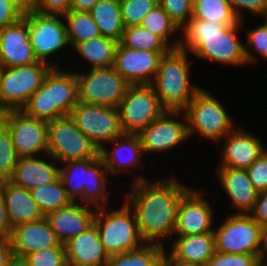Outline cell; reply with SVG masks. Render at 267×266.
<instances>
[{"mask_svg": "<svg viewBox=\"0 0 267 266\" xmlns=\"http://www.w3.org/2000/svg\"><path fill=\"white\" fill-rule=\"evenodd\" d=\"M53 120L70 115L78 103L76 72L52 68Z\"/></svg>", "mask_w": 267, "mask_h": 266, "instance_id": "obj_28", "label": "cell"}, {"mask_svg": "<svg viewBox=\"0 0 267 266\" xmlns=\"http://www.w3.org/2000/svg\"><path fill=\"white\" fill-rule=\"evenodd\" d=\"M231 4V7L240 21L241 19V10L246 9L252 13V16L257 14L264 15L267 12V0H228Z\"/></svg>", "mask_w": 267, "mask_h": 266, "instance_id": "obj_47", "label": "cell"}, {"mask_svg": "<svg viewBox=\"0 0 267 266\" xmlns=\"http://www.w3.org/2000/svg\"><path fill=\"white\" fill-rule=\"evenodd\" d=\"M213 232L217 252L252 254L264 262L266 229L249 214L233 213Z\"/></svg>", "mask_w": 267, "mask_h": 266, "instance_id": "obj_6", "label": "cell"}, {"mask_svg": "<svg viewBox=\"0 0 267 266\" xmlns=\"http://www.w3.org/2000/svg\"><path fill=\"white\" fill-rule=\"evenodd\" d=\"M29 6V0H0V30L19 21Z\"/></svg>", "mask_w": 267, "mask_h": 266, "instance_id": "obj_44", "label": "cell"}, {"mask_svg": "<svg viewBox=\"0 0 267 266\" xmlns=\"http://www.w3.org/2000/svg\"><path fill=\"white\" fill-rule=\"evenodd\" d=\"M110 143L113 147L111 151L107 149V146L99 151L110 174L115 176L123 172V169L134 170L136 169L134 167L142 163L144 151L138 134H123Z\"/></svg>", "mask_w": 267, "mask_h": 266, "instance_id": "obj_23", "label": "cell"}, {"mask_svg": "<svg viewBox=\"0 0 267 266\" xmlns=\"http://www.w3.org/2000/svg\"><path fill=\"white\" fill-rule=\"evenodd\" d=\"M264 17H265L264 22H265V24L267 25V12L262 16V18H264Z\"/></svg>", "mask_w": 267, "mask_h": 266, "instance_id": "obj_56", "label": "cell"}, {"mask_svg": "<svg viewBox=\"0 0 267 266\" xmlns=\"http://www.w3.org/2000/svg\"><path fill=\"white\" fill-rule=\"evenodd\" d=\"M0 121L9 130L19 158L34 157L48 150V122L26 114L23 110L0 113Z\"/></svg>", "mask_w": 267, "mask_h": 266, "instance_id": "obj_14", "label": "cell"}, {"mask_svg": "<svg viewBox=\"0 0 267 266\" xmlns=\"http://www.w3.org/2000/svg\"><path fill=\"white\" fill-rule=\"evenodd\" d=\"M264 264L267 265V228H266V238H265V255H264Z\"/></svg>", "mask_w": 267, "mask_h": 266, "instance_id": "obj_53", "label": "cell"}, {"mask_svg": "<svg viewBox=\"0 0 267 266\" xmlns=\"http://www.w3.org/2000/svg\"><path fill=\"white\" fill-rule=\"evenodd\" d=\"M62 17L66 19L67 37L72 48L77 43L101 36L97 24L89 12L70 10Z\"/></svg>", "mask_w": 267, "mask_h": 266, "instance_id": "obj_34", "label": "cell"}, {"mask_svg": "<svg viewBox=\"0 0 267 266\" xmlns=\"http://www.w3.org/2000/svg\"><path fill=\"white\" fill-rule=\"evenodd\" d=\"M167 53L131 49L118 43L113 67L130 85H152L161 57Z\"/></svg>", "mask_w": 267, "mask_h": 266, "instance_id": "obj_16", "label": "cell"}, {"mask_svg": "<svg viewBox=\"0 0 267 266\" xmlns=\"http://www.w3.org/2000/svg\"><path fill=\"white\" fill-rule=\"evenodd\" d=\"M120 43L127 48L138 50L169 52L172 49L160 36L141 25L125 27Z\"/></svg>", "mask_w": 267, "mask_h": 266, "instance_id": "obj_35", "label": "cell"}, {"mask_svg": "<svg viewBox=\"0 0 267 266\" xmlns=\"http://www.w3.org/2000/svg\"><path fill=\"white\" fill-rule=\"evenodd\" d=\"M3 69H4V68L0 65V87H1V81H2Z\"/></svg>", "mask_w": 267, "mask_h": 266, "instance_id": "obj_54", "label": "cell"}, {"mask_svg": "<svg viewBox=\"0 0 267 266\" xmlns=\"http://www.w3.org/2000/svg\"><path fill=\"white\" fill-rule=\"evenodd\" d=\"M2 192L12 228L28 222H36L45 217L29 190L9 180L2 181Z\"/></svg>", "mask_w": 267, "mask_h": 266, "instance_id": "obj_25", "label": "cell"}, {"mask_svg": "<svg viewBox=\"0 0 267 266\" xmlns=\"http://www.w3.org/2000/svg\"><path fill=\"white\" fill-rule=\"evenodd\" d=\"M140 25L160 36L172 49L179 48L181 38H177L176 41L173 40V43H169V39H171L170 35L172 36L175 33L177 35L181 30L171 20L168 13L160 6V4L143 18Z\"/></svg>", "mask_w": 267, "mask_h": 266, "instance_id": "obj_37", "label": "cell"}, {"mask_svg": "<svg viewBox=\"0 0 267 266\" xmlns=\"http://www.w3.org/2000/svg\"><path fill=\"white\" fill-rule=\"evenodd\" d=\"M117 44L115 40L99 36L77 43L73 50L91 64V69L108 68L114 65Z\"/></svg>", "mask_w": 267, "mask_h": 266, "instance_id": "obj_30", "label": "cell"}, {"mask_svg": "<svg viewBox=\"0 0 267 266\" xmlns=\"http://www.w3.org/2000/svg\"><path fill=\"white\" fill-rule=\"evenodd\" d=\"M249 179L258 193L267 191V149L247 169Z\"/></svg>", "mask_w": 267, "mask_h": 266, "instance_id": "obj_45", "label": "cell"}, {"mask_svg": "<svg viewBox=\"0 0 267 266\" xmlns=\"http://www.w3.org/2000/svg\"><path fill=\"white\" fill-rule=\"evenodd\" d=\"M18 160L11 134L0 121V182L12 179Z\"/></svg>", "mask_w": 267, "mask_h": 266, "instance_id": "obj_38", "label": "cell"}, {"mask_svg": "<svg viewBox=\"0 0 267 266\" xmlns=\"http://www.w3.org/2000/svg\"><path fill=\"white\" fill-rule=\"evenodd\" d=\"M191 19L216 21L223 25H233L240 22L228 0H193Z\"/></svg>", "mask_w": 267, "mask_h": 266, "instance_id": "obj_33", "label": "cell"}, {"mask_svg": "<svg viewBox=\"0 0 267 266\" xmlns=\"http://www.w3.org/2000/svg\"><path fill=\"white\" fill-rule=\"evenodd\" d=\"M78 128L100 151L106 143L122 136L118 107L77 103L70 113Z\"/></svg>", "mask_w": 267, "mask_h": 266, "instance_id": "obj_13", "label": "cell"}, {"mask_svg": "<svg viewBox=\"0 0 267 266\" xmlns=\"http://www.w3.org/2000/svg\"><path fill=\"white\" fill-rule=\"evenodd\" d=\"M46 161L37 156L19 158L10 181L27 190L52 183L59 178L60 167Z\"/></svg>", "mask_w": 267, "mask_h": 266, "instance_id": "obj_27", "label": "cell"}, {"mask_svg": "<svg viewBox=\"0 0 267 266\" xmlns=\"http://www.w3.org/2000/svg\"><path fill=\"white\" fill-rule=\"evenodd\" d=\"M60 167L59 178L73 202L80 201L100 208L108 206L107 174L100 155L96 158L69 161Z\"/></svg>", "mask_w": 267, "mask_h": 266, "instance_id": "obj_4", "label": "cell"}, {"mask_svg": "<svg viewBox=\"0 0 267 266\" xmlns=\"http://www.w3.org/2000/svg\"><path fill=\"white\" fill-rule=\"evenodd\" d=\"M189 189L173 176L156 182L147 181L143 176L134 179L124 200L134 211L145 243L163 246L162 241L171 238L177 224L178 205Z\"/></svg>", "mask_w": 267, "mask_h": 266, "instance_id": "obj_1", "label": "cell"}, {"mask_svg": "<svg viewBox=\"0 0 267 266\" xmlns=\"http://www.w3.org/2000/svg\"><path fill=\"white\" fill-rule=\"evenodd\" d=\"M159 4L181 30L192 18L193 0H159Z\"/></svg>", "mask_w": 267, "mask_h": 266, "instance_id": "obj_41", "label": "cell"}, {"mask_svg": "<svg viewBox=\"0 0 267 266\" xmlns=\"http://www.w3.org/2000/svg\"><path fill=\"white\" fill-rule=\"evenodd\" d=\"M183 115H182V114ZM182 115L186 123L174 120ZM144 154L164 152L188 140L187 117L182 110H165L139 134Z\"/></svg>", "mask_w": 267, "mask_h": 266, "instance_id": "obj_15", "label": "cell"}, {"mask_svg": "<svg viewBox=\"0 0 267 266\" xmlns=\"http://www.w3.org/2000/svg\"><path fill=\"white\" fill-rule=\"evenodd\" d=\"M61 17L62 15L38 13L29 6L23 15L28 24L31 44L36 58L38 61L50 64L53 68H57L58 65L52 62L47 63V59L62 48L70 46L67 27L61 21Z\"/></svg>", "mask_w": 267, "mask_h": 266, "instance_id": "obj_12", "label": "cell"}, {"mask_svg": "<svg viewBox=\"0 0 267 266\" xmlns=\"http://www.w3.org/2000/svg\"><path fill=\"white\" fill-rule=\"evenodd\" d=\"M242 25H223L214 21L190 19L182 29L179 48L185 52H192L197 58L226 65H247L245 46L237 37ZM190 50V51H189Z\"/></svg>", "mask_w": 267, "mask_h": 266, "instance_id": "obj_2", "label": "cell"}, {"mask_svg": "<svg viewBox=\"0 0 267 266\" xmlns=\"http://www.w3.org/2000/svg\"><path fill=\"white\" fill-rule=\"evenodd\" d=\"M64 247L68 266H106L110 259L95 224L68 240Z\"/></svg>", "mask_w": 267, "mask_h": 266, "instance_id": "obj_22", "label": "cell"}, {"mask_svg": "<svg viewBox=\"0 0 267 266\" xmlns=\"http://www.w3.org/2000/svg\"><path fill=\"white\" fill-rule=\"evenodd\" d=\"M21 262L25 266H68L65 247H52L31 252Z\"/></svg>", "mask_w": 267, "mask_h": 266, "instance_id": "obj_40", "label": "cell"}, {"mask_svg": "<svg viewBox=\"0 0 267 266\" xmlns=\"http://www.w3.org/2000/svg\"><path fill=\"white\" fill-rule=\"evenodd\" d=\"M101 36L120 43L124 33L121 5L118 0H99L89 11Z\"/></svg>", "mask_w": 267, "mask_h": 266, "instance_id": "obj_29", "label": "cell"}, {"mask_svg": "<svg viewBox=\"0 0 267 266\" xmlns=\"http://www.w3.org/2000/svg\"><path fill=\"white\" fill-rule=\"evenodd\" d=\"M188 52L171 49L161 57L152 83L161 105L166 110H184L201 89L190 81Z\"/></svg>", "mask_w": 267, "mask_h": 266, "instance_id": "obj_3", "label": "cell"}, {"mask_svg": "<svg viewBox=\"0 0 267 266\" xmlns=\"http://www.w3.org/2000/svg\"><path fill=\"white\" fill-rule=\"evenodd\" d=\"M52 68L50 64L41 61L4 68L0 87V113L22 110Z\"/></svg>", "mask_w": 267, "mask_h": 266, "instance_id": "obj_9", "label": "cell"}, {"mask_svg": "<svg viewBox=\"0 0 267 266\" xmlns=\"http://www.w3.org/2000/svg\"><path fill=\"white\" fill-rule=\"evenodd\" d=\"M264 262L252 254H226L215 252L206 266H264Z\"/></svg>", "mask_w": 267, "mask_h": 266, "instance_id": "obj_43", "label": "cell"}, {"mask_svg": "<svg viewBox=\"0 0 267 266\" xmlns=\"http://www.w3.org/2000/svg\"><path fill=\"white\" fill-rule=\"evenodd\" d=\"M71 4L72 0H29V7L41 14L64 15Z\"/></svg>", "mask_w": 267, "mask_h": 266, "instance_id": "obj_46", "label": "cell"}, {"mask_svg": "<svg viewBox=\"0 0 267 266\" xmlns=\"http://www.w3.org/2000/svg\"><path fill=\"white\" fill-rule=\"evenodd\" d=\"M13 231L0 182V238H10Z\"/></svg>", "mask_w": 267, "mask_h": 266, "instance_id": "obj_49", "label": "cell"}, {"mask_svg": "<svg viewBox=\"0 0 267 266\" xmlns=\"http://www.w3.org/2000/svg\"><path fill=\"white\" fill-rule=\"evenodd\" d=\"M99 0H72L71 9L78 12H89Z\"/></svg>", "mask_w": 267, "mask_h": 266, "instance_id": "obj_51", "label": "cell"}, {"mask_svg": "<svg viewBox=\"0 0 267 266\" xmlns=\"http://www.w3.org/2000/svg\"><path fill=\"white\" fill-rule=\"evenodd\" d=\"M223 190L234 204L237 214H248L257 200L258 192L252 185L246 169L217 167Z\"/></svg>", "mask_w": 267, "mask_h": 266, "instance_id": "obj_24", "label": "cell"}, {"mask_svg": "<svg viewBox=\"0 0 267 266\" xmlns=\"http://www.w3.org/2000/svg\"><path fill=\"white\" fill-rule=\"evenodd\" d=\"M225 108L210 92L201 88L183 110L187 117L188 135L195 132L204 139L218 142L232 132L234 124Z\"/></svg>", "mask_w": 267, "mask_h": 266, "instance_id": "obj_7", "label": "cell"}, {"mask_svg": "<svg viewBox=\"0 0 267 266\" xmlns=\"http://www.w3.org/2000/svg\"><path fill=\"white\" fill-rule=\"evenodd\" d=\"M47 155L54 161L66 163L98 157L99 150L78 128L70 115L48 122Z\"/></svg>", "mask_w": 267, "mask_h": 266, "instance_id": "obj_8", "label": "cell"}, {"mask_svg": "<svg viewBox=\"0 0 267 266\" xmlns=\"http://www.w3.org/2000/svg\"><path fill=\"white\" fill-rule=\"evenodd\" d=\"M96 210L94 224L109 256L134 251L145 244L139 234L134 211L126 201L117 210L108 212L105 206Z\"/></svg>", "mask_w": 267, "mask_h": 266, "instance_id": "obj_5", "label": "cell"}, {"mask_svg": "<svg viewBox=\"0 0 267 266\" xmlns=\"http://www.w3.org/2000/svg\"><path fill=\"white\" fill-rule=\"evenodd\" d=\"M78 101L91 104L118 107L130 84L115 68H96L76 73Z\"/></svg>", "mask_w": 267, "mask_h": 266, "instance_id": "obj_10", "label": "cell"}, {"mask_svg": "<svg viewBox=\"0 0 267 266\" xmlns=\"http://www.w3.org/2000/svg\"><path fill=\"white\" fill-rule=\"evenodd\" d=\"M10 239L16 261H21L29 253L41 249L64 247L45 217L14 227Z\"/></svg>", "mask_w": 267, "mask_h": 266, "instance_id": "obj_19", "label": "cell"}, {"mask_svg": "<svg viewBox=\"0 0 267 266\" xmlns=\"http://www.w3.org/2000/svg\"><path fill=\"white\" fill-rule=\"evenodd\" d=\"M22 110L37 119L53 120L52 69L46 75L41 87L33 93Z\"/></svg>", "mask_w": 267, "mask_h": 266, "instance_id": "obj_36", "label": "cell"}, {"mask_svg": "<svg viewBox=\"0 0 267 266\" xmlns=\"http://www.w3.org/2000/svg\"><path fill=\"white\" fill-rule=\"evenodd\" d=\"M169 253L176 261L206 265L216 252L214 233L177 236Z\"/></svg>", "mask_w": 267, "mask_h": 266, "instance_id": "obj_26", "label": "cell"}, {"mask_svg": "<svg viewBox=\"0 0 267 266\" xmlns=\"http://www.w3.org/2000/svg\"><path fill=\"white\" fill-rule=\"evenodd\" d=\"M120 5L123 24L129 27L140 25L143 18L159 5V0H123Z\"/></svg>", "mask_w": 267, "mask_h": 266, "instance_id": "obj_39", "label": "cell"}, {"mask_svg": "<svg viewBox=\"0 0 267 266\" xmlns=\"http://www.w3.org/2000/svg\"><path fill=\"white\" fill-rule=\"evenodd\" d=\"M162 266H206V265L176 261L170 254H168L167 256L165 252L162 261Z\"/></svg>", "mask_w": 267, "mask_h": 266, "instance_id": "obj_52", "label": "cell"}, {"mask_svg": "<svg viewBox=\"0 0 267 266\" xmlns=\"http://www.w3.org/2000/svg\"><path fill=\"white\" fill-rule=\"evenodd\" d=\"M35 62L38 59L33 51L27 21L23 17L0 30V65L3 68Z\"/></svg>", "mask_w": 267, "mask_h": 266, "instance_id": "obj_18", "label": "cell"}, {"mask_svg": "<svg viewBox=\"0 0 267 266\" xmlns=\"http://www.w3.org/2000/svg\"><path fill=\"white\" fill-rule=\"evenodd\" d=\"M16 262L10 238H0V266H13Z\"/></svg>", "mask_w": 267, "mask_h": 266, "instance_id": "obj_50", "label": "cell"}, {"mask_svg": "<svg viewBox=\"0 0 267 266\" xmlns=\"http://www.w3.org/2000/svg\"><path fill=\"white\" fill-rule=\"evenodd\" d=\"M224 139L218 167L247 169L266 150L257 136L241 129L235 128Z\"/></svg>", "mask_w": 267, "mask_h": 266, "instance_id": "obj_20", "label": "cell"}, {"mask_svg": "<svg viewBox=\"0 0 267 266\" xmlns=\"http://www.w3.org/2000/svg\"><path fill=\"white\" fill-rule=\"evenodd\" d=\"M118 109L124 134H139L166 110L152 85H130Z\"/></svg>", "mask_w": 267, "mask_h": 266, "instance_id": "obj_11", "label": "cell"}, {"mask_svg": "<svg viewBox=\"0 0 267 266\" xmlns=\"http://www.w3.org/2000/svg\"><path fill=\"white\" fill-rule=\"evenodd\" d=\"M213 208L201 193L189 189L181 198L177 210V224L174 234L187 236L214 233L212 228Z\"/></svg>", "mask_w": 267, "mask_h": 266, "instance_id": "obj_17", "label": "cell"}, {"mask_svg": "<svg viewBox=\"0 0 267 266\" xmlns=\"http://www.w3.org/2000/svg\"><path fill=\"white\" fill-rule=\"evenodd\" d=\"M259 225L267 228V191L258 193L253 209L248 213Z\"/></svg>", "mask_w": 267, "mask_h": 266, "instance_id": "obj_48", "label": "cell"}, {"mask_svg": "<svg viewBox=\"0 0 267 266\" xmlns=\"http://www.w3.org/2000/svg\"><path fill=\"white\" fill-rule=\"evenodd\" d=\"M13 266H25L21 261H16Z\"/></svg>", "mask_w": 267, "mask_h": 266, "instance_id": "obj_55", "label": "cell"}, {"mask_svg": "<svg viewBox=\"0 0 267 266\" xmlns=\"http://www.w3.org/2000/svg\"><path fill=\"white\" fill-rule=\"evenodd\" d=\"M247 32V46L245 45L247 65L257 62L256 57L249 51L250 49L256 51L260 57L267 60V25L265 22L252 30H247Z\"/></svg>", "mask_w": 267, "mask_h": 266, "instance_id": "obj_42", "label": "cell"}, {"mask_svg": "<svg viewBox=\"0 0 267 266\" xmlns=\"http://www.w3.org/2000/svg\"><path fill=\"white\" fill-rule=\"evenodd\" d=\"M89 207V204L72 202L69 206L50 212L45 216L61 244L77 237L94 224L96 210H91Z\"/></svg>", "mask_w": 267, "mask_h": 266, "instance_id": "obj_21", "label": "cell"}, {"mask_svg": "<svg viewBox=\"0 0 267 266\" xmlns=\"http://www.w3.org/2000/svg\"><path fill=\"white\" fill-rule=\"evenodd\" d=\"M29 191L44 216L60 208L67 207L73 202L67 195L60 178L52 183L34 187Z\"/></svg>", "mask_w": 267, "mask_h": 266, "instance_id": "obj_32", "label": "cell"}, {"mask_svg": "<svg viewBox=\"0 0 267 266\" xmlns=\"http://www.w3.org/2000/svg\"><path fill=\"white\" fill-rule=\"evenodd\" d=\"M165 247L145 243L141 248L110 256L106 266H162Z\"/></svg>", "mask_w": 267, "mask_h": 266, "instance_id": "obj_31", "label": "cell"}]
</instances>
